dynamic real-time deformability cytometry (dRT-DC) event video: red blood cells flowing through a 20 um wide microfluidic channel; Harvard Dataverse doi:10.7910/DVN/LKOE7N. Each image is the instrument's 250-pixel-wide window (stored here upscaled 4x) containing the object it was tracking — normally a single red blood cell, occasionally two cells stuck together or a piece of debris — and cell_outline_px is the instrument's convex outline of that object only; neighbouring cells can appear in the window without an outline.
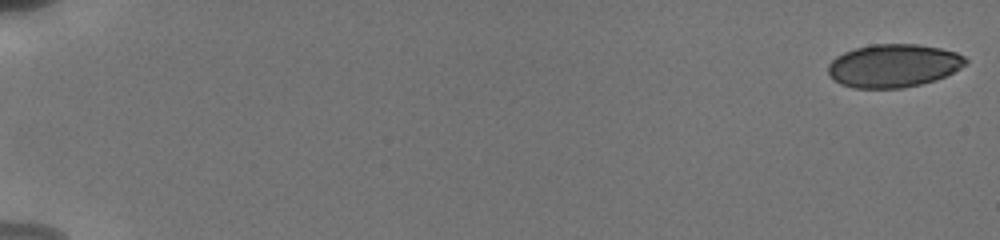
{"species": "human", "species_latin": "Homo sapiens", "temperature_condition": "cold", "stored_images_in_passage": 55, "camera_frame_rate_fps": 3000, "um_per_image_px": 0.085, "donor": {"sex": "male"}, "frame": {"image": 1, "passage_image": 1, "time_ms": 0.0, "image_size_px": [1000, 240], "cell_outline_px": [[968, 64], [936, 80], [920, 84], [900, 88], [852, 88], [840, 84], [828, 72], [828, 64], [836, 56], [844, 52], [856, 48], [872, 44], [916, 44], [940, 48], [956, 52], [964, 56], [968, 60]], "centroid_in_image_um": [75.96, 5.58], "position_along_channel_um": 9.0, "area_um2": 34.51}}
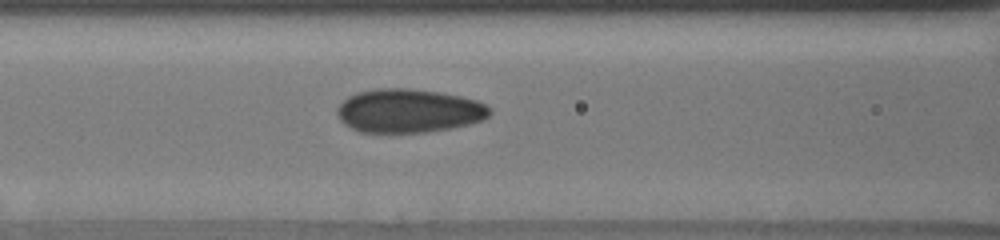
{"frame": {"image": 2, "passage_image": 26, "time_ms": 8.333, "image_size_px": [1000, 240], "cell_outline_px": [[492, 112], [484, 120], [452, 128], [428, 132], [392, 136], [360, 132], [344, 124], [340, 120], [336, 112], [336, 108], [348, 96], [356, 92], [376, 88], [408, 88], [436, 92], [460, 96], [476, 100], [492, 108]], "centroid_in_image_um": [34.7, 9.46], "position_along_channel_um": 131.9, "area_um2": 39.94}}
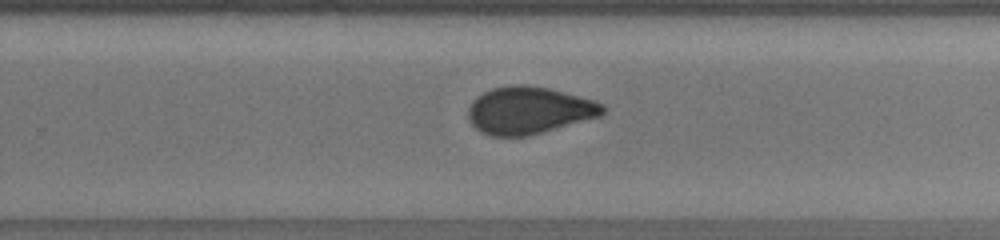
{"frame": {"image": 3, "passage_image": 38, "time_ms": 12.333, "image_size_px": [1000, 240], "cell_outline_px": [[604, 112], [600, 116], [528, 136], [492, 136], [480, 132], [468, 120], [468, 108], [472, 100], [476, 96], [492, 88], [512, 84], [524, 84], [548, 88], [564, 92], [592, 100], [604, 104]], "centroid_in_image_um": [44.91, 9.37], "position_along_channel_um": 284.9, "area_um2": 36.99}, "authors_computed_cell_mechanics": {"area_um2": 36.5296, "velocity_mm_per_s": 3.8369, "shape_relaxation_time_tau1_ms": null, "shape_relaxation_time_tau2_ms": 1.0913, "deformation_change_tau1": null, "deformation_change_tau2": 0.0462}}